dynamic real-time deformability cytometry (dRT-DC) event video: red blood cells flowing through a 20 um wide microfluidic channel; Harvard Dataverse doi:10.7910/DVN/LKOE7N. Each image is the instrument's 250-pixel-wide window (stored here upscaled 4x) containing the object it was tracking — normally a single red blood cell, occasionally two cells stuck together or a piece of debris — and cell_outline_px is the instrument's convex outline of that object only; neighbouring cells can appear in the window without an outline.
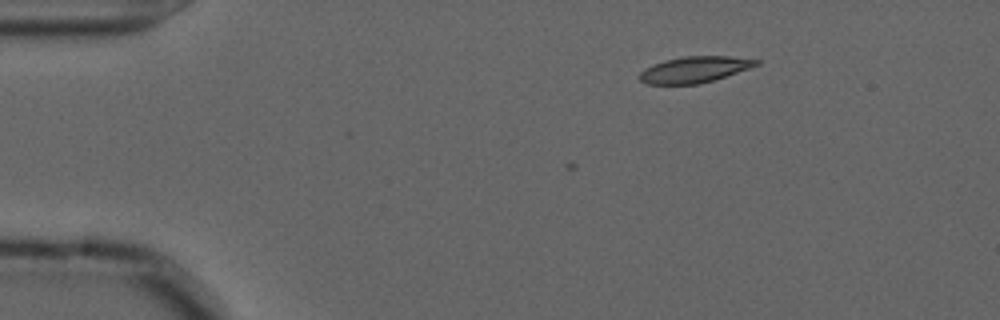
{"species": "common noctule bat (a hibernating species)", "species_latin": "Nyctalus noctula", "temperature_condition": "cold", "stored_images_in_passage": 2, "camera_frame_rate_fps": 3000, "um_per_image_px": 0.085, "animal": {"sex": "male", "forearm_length_mm": 52.5}, "frame": {"image": 1, "passage_image": 2, "time_ms": 0.333, "image_size_px": [1000, 320], "cell_outline_px": [[760, 64], [700, 84], [648, 84], [640, 80], [640, 72], [644, 68], [652, 64], [664, 60], [684, 56], [728, 56], [760, 60]], "centroid_in_image_um": [58.99, 5.9], "position_along_channel_um": 26.0, "area_um2": 17.57}}